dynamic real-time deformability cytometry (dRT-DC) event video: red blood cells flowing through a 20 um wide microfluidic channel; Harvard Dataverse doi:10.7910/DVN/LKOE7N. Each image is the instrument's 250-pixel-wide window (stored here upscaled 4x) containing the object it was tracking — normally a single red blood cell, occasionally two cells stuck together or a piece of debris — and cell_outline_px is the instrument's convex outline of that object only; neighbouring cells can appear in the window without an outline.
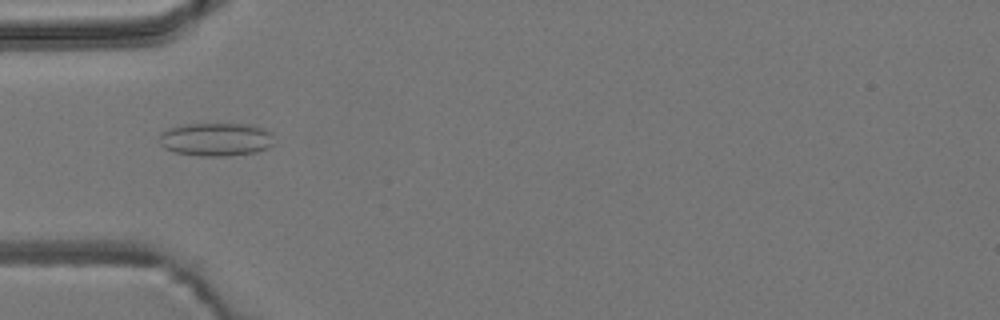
{"species": "common noctule bat (a hibernating species)", "species_latin": "Nyctalus noctula", "temperature_condition": "room temperature", "stored_images_in_passage": 23, "camera_frame_rate_fps": 3000, "um_per_image_px": 0.085, "animal": {"sex": "male", "body_mass_g": 19.2, "forearm_length_mm": 51.8}, "frame": {"image": 1, "passage_image": 5, "time_ms": 1.333, "image_size_px": [1000, 320], "cell_outline_px": [[272, 144], [268, 148], [256, 152], [224, 156], [200, 156], [176, 152], [164, 148], [160, 144], [160, 132], [168, 128], [180, 124], [252, 124], [264, 128], [272, 132]], "centroid_in_image_um": [18.35, 11.83], "position_along_channel_um": 66.6, "area_um2": 22.43}}
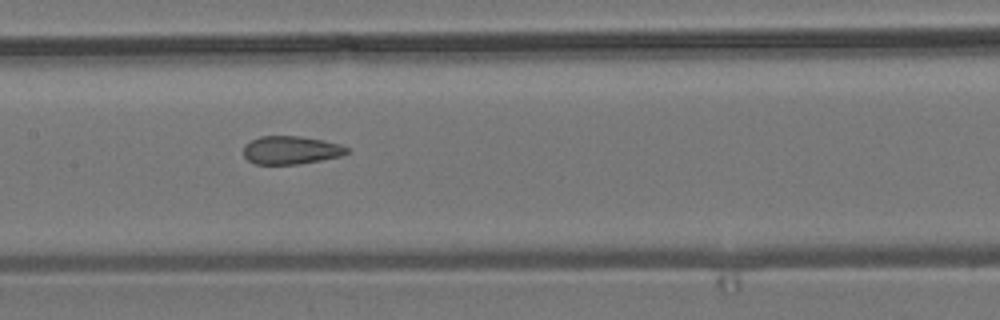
{"frame": {"image": 2, "passage_image": 14, "time_ms": 4.333, "image_size_px": [1000, 320], "cell_outline_px": [[348, 152], [340, 156], [320, 160], [296, 164], [256, 164], [248, 160], [244, 156], [244, 144], [260, 136], [300, 136], [340, 144], [348, 148]], "centroid_in_image_um": [24.69, 12.76], "position_along_channel_um": 182.7, "area_um2": 16.76}}
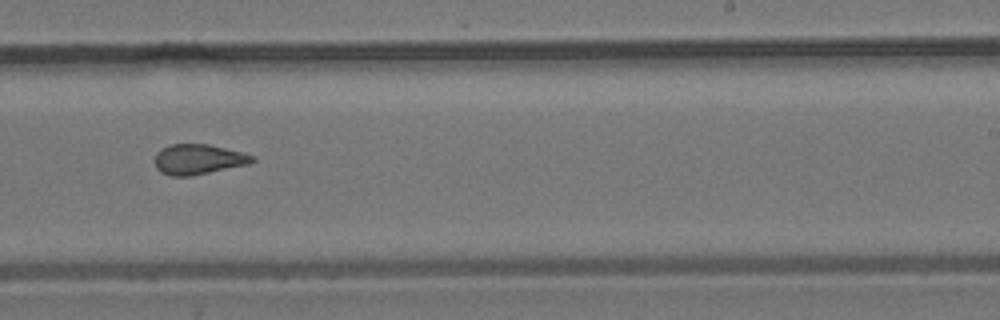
{"frame": {"image": 3, "passage_image": 21, "time_ms": 6.667, "image_size_px": [1000, 320], "cell_outline_px": [[256, 160], [248, 164], [192, 176], [168, 176], [160, 172], [156, 168], [156, 152], [172, 144], [208, 144], [256, 156]], "centroid_in_image_um": [16.86, 13.55], "position_along_channel_um": 272.1, "area_um2": 17.05}}